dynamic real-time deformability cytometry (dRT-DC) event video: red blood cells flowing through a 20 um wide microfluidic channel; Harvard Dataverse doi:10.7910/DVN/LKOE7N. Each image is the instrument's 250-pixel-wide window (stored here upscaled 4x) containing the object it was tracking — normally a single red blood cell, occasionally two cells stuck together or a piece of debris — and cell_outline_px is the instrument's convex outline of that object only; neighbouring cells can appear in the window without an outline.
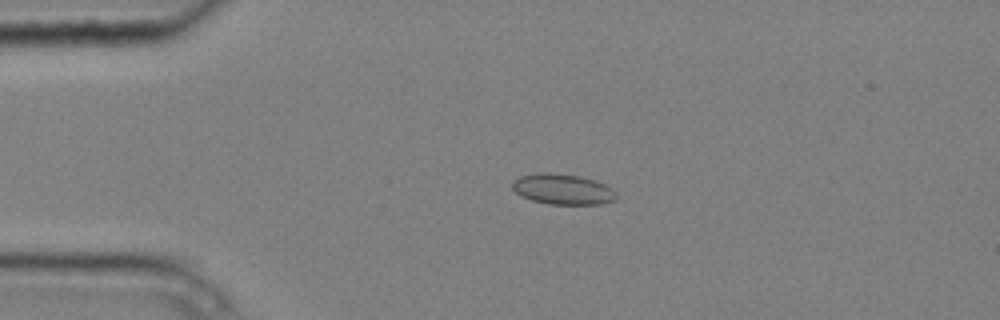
{"species": "common noctule bat (a hibernating species)", "species_latin": "Nyctalus noctula", "temperature_condition": "cold", "stored_images_in_passage": 4, "camera_frame_rate_fps": 3000, "um_per_image_px": 0.085, "animal": {"sex": "male", "body_mass_g": 20.4}, "frame": {"image": 1, "passage_image": 3, "time_ms": 0.667, "image_size_px": [1000, 320], "cell_outline_px": [[616, 200], [604, 204], [548, 204], [532, 200], [520, 196], [512, 188], [512, 180], [520, 176], [540, 172], [548, 172], [580, 176], [604, 184], [612, 188], [616, 192]], "centroid_in_image_um": [47.82, 16.09], "position_along_channel_um": 37.2, "area_um2": 18.61}}